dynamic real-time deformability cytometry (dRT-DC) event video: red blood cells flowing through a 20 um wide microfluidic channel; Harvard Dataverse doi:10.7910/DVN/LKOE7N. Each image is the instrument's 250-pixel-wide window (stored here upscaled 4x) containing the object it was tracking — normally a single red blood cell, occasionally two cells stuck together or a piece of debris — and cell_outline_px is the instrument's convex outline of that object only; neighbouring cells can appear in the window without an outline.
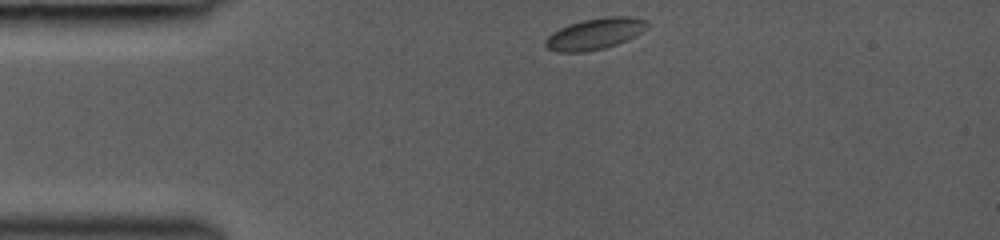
{"species": "common noctule bat (a hibernating species)", "species_latin": "Nyctalus noctula", "temperature_condition": "room temperature", "stored_images_in_passage": 10, "segment_of_instrument_passage": [1, 2], "camera_frame_rate_fps": 3000, "um_per_image_px": 0.085, "animal": {"sex": "female", "body_mass_g": 19.0, "forearm_length_mm": 53.3}, "frame": {"image": 1, "passage_image": 1, "time_ms": 0.0, "image_size_px": [1000, 240], "cell_outline_px": [[652, 24], [648, 28], [636, 36], [628, 40], [604, 48], [584, 52], [560, 52], [548, 48], [544, 44], [544, 40], [552, 32], [568, 24], [584, 20], [608, 16], [628, 16], [648, 20]], "centroid_in_image_um": [50.62, 2.86], "position_along_channel_um": 34.4, "area_um2": 18.73}}
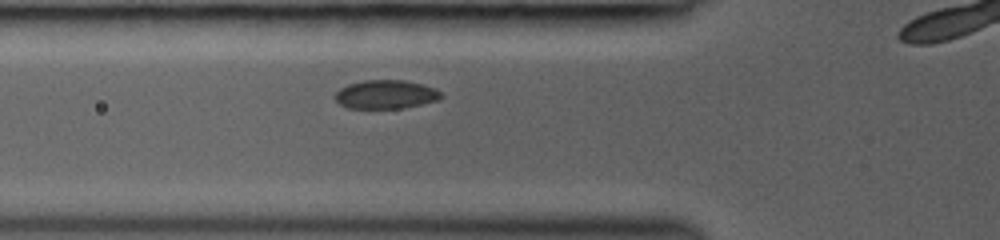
{"frame": {"image": 2, "passage_image": 6, "time_ms": 2.333, "image_size_px": [1000, 240], "cell_outline_px": [[444, 96], [440, 100], [404, 108], [348, 108], [340, 104], [336, 100], [336, 92], [340, 88], [348, 84], [364, 80], [404, 80], [436, 88]], "centroid_in_image_um": [32.82, 8.03], "position_along_channel_um": 93.0, "area_um2": 17.74}}
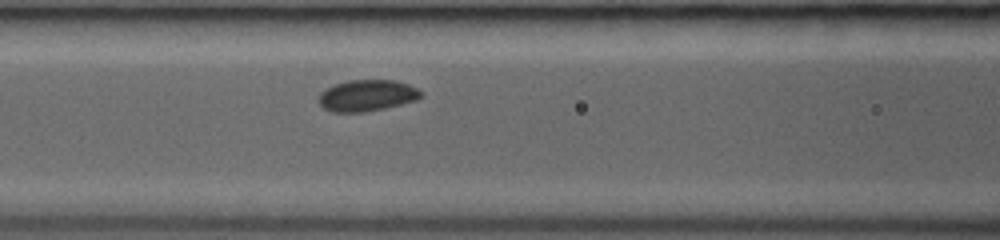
{"frame": {"image": 3, "passage_image": 9, "time_ms": 3.333, "image_size_px": [1000, 240], "cell_outline_px": [[424, 96], [416, 100], [384, 108], [364, 112], [332, 112], [324, 108], [320, 104], [320, 92], [332, 84], [348, 80], [392, 80], [408, 84], [416, 88]], "centroid_in_image_um": [31.18, 8.11], "position_along_channel_um": 135.4, "area_um2": 18.61}}